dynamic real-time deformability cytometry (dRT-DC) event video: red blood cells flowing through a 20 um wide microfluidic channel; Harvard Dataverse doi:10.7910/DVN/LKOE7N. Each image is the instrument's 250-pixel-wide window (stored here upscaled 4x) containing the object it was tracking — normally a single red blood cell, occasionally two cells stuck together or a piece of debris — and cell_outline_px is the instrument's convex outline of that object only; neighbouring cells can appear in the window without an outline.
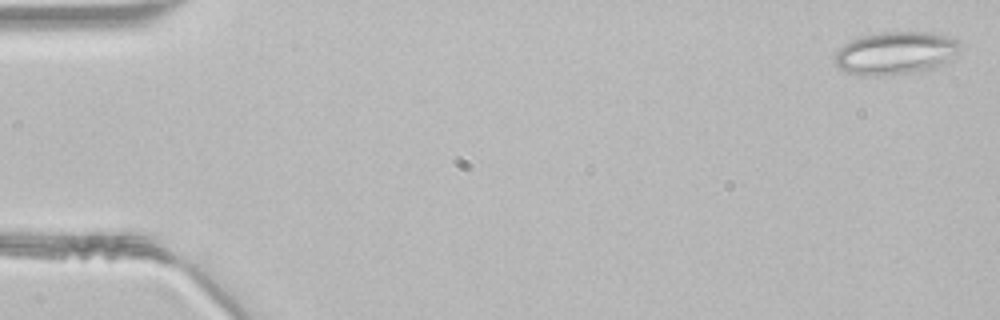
{"species": "common noctule bat (a hibernating species)", "species_latin": "Nyctalus noctula", "temperature_condition": "room temperature", "stored_images_in_passage": 13, "camera_frame_rate_fps": 3000, "um_per_image_px": 0.085, "animal": {"sex": "male", "body_mass_g": 21.5, "forearm_length_mm": 52.0}, "frame": {"image": 1, "passage_image": 1, "time_ms": 0.0, "image_size_px": [1000, 320], "cell_outline_px": [[960, 48], [944, 64], [936, 68], [912, 72], [884, 76], [864, 76], [848, 72], [840, 68], [836, 64], [836, 52], [844, 44], [852, 40], [864, 36], [880, 32], [936, 32], [960, 40]], "centroid_in_image_um": [76.16, 4.51], "position_along_channel_um": 8.8, "area_um2": 31.27}}